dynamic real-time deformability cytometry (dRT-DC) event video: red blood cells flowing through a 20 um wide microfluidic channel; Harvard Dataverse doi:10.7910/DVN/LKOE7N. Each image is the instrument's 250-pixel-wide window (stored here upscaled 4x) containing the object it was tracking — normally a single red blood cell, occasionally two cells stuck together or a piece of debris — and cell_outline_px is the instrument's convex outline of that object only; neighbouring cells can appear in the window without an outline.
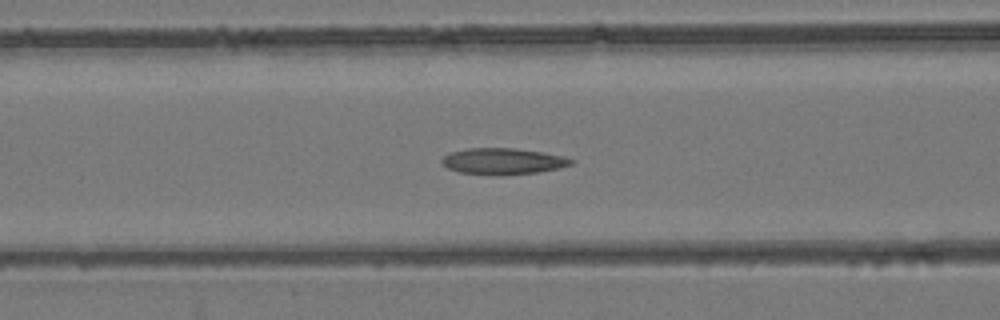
{"species": "common noctule bat (a hibernating species)", "species_latin": "Nyctalus noctula", "temperature_condition": "room temperature", "stored_images_in_passage": 54, "camera_frame_rate_fps": 3000, "um_per_image_px": 0.085, "animal": {"sex": "female", "body_mass_g": 24.6, "forearm_length_mm": 56.2}, "frame": {"image": 1, "passage_image": 23, "time_ms": 7.333, "image_size_px": [1000, 320], "cell_outline_px": [[576, 160], [572, 164], [560, 168], [540, 172], [500, 176], [460, 172], [448, 168], [440, 160], [444, 156], [452, 152], [468, 148], [516, 148], [564, 156]], "centroid_in_image_um": [42.79, 13.71], "position_along_channel_um": 123.8, "area_um2": 19.88}}
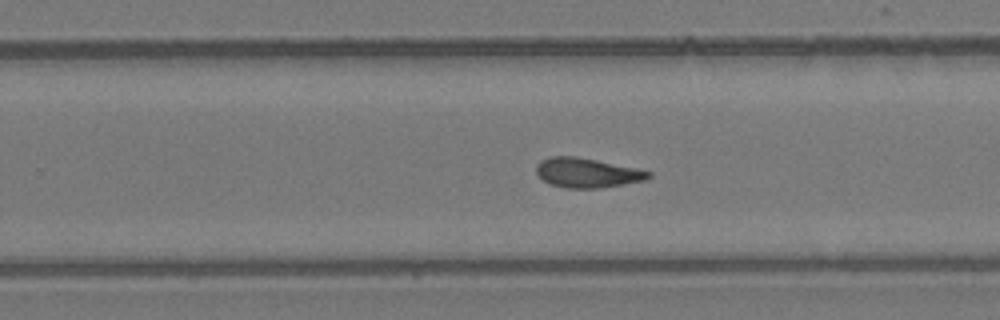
{"frame": {"image": 2, "passage_image": 35, "time_ms": 11.333, "image_size_px": [1000, 320], "cell_outline_px": [[652, 176], [644, 180], [624, 184], [600, 188], [564, 188], [552, 184], [544, 180], [536, 172], [536, 164], [540, 160], [552, 156], [576, 156], [636, 168], [652, 172]], "centroid_in_image_um": [49.9, 14.68], "position_along_channel_um": 279.9, "area_um2": 19.25}}
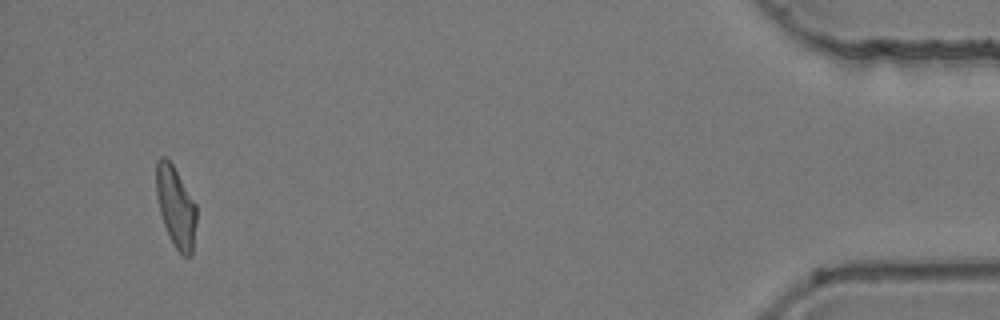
{"frame": {"image": 3, "passage_image": 52, "time_ms": 17.0, "image_size_px": [1000, 320], "cell_outline_px": [[196, 224], [192, 252], [188, 256], [184, 256], [176, 248], [168, 236], [160, 212], [156, 196], [156, 160], [160, 156], [164, 156], [172, 164], [196, 204]], "centroid_in_image_um": [14.93, 17.56], "position_along_channel_um": 420.3, "area_um2": 18.79}, "authors_computed_cell_mechanics": {"area_um2": 19.5364, "velocity_mm_per_s": 3.9031, "shape_relaxation_time_tau1_ms": null, "shape_relaxation_time_tau2_ms": 3.0225, "deformation_change_tau1": null, "deformation_change_tau2": 0.1062}}